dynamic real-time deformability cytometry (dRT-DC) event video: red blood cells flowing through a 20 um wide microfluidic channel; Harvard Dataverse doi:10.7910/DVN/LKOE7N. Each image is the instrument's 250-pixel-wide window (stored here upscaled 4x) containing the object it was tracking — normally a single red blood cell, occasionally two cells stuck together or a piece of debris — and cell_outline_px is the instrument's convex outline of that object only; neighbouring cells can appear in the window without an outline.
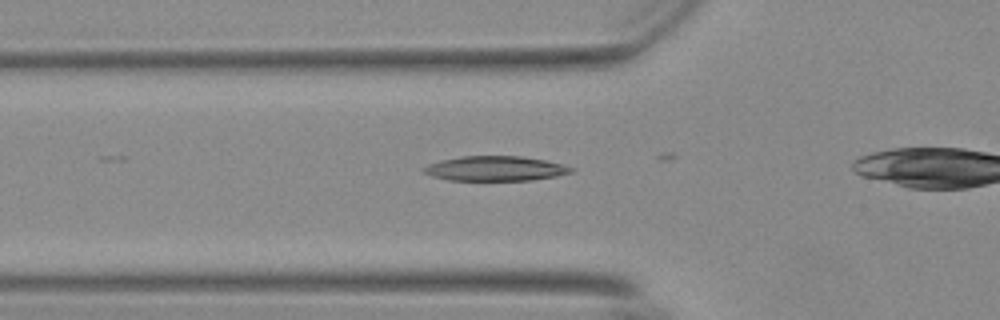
{"species": "Egyptian fruit bat (a non-hibernating species)", "species_latin": "Rousettus aegyptiacus", "temperature_condition": "warm", "stored_images_in_passage": 6, "camera_frame_rate_fps": 3000, "um_per_image_px": 0.085, "animal": {"sex": "female"}, "frame": {"image": 1, "passage_image": 2, "time_ms": 0.333, "image_size_px": [1000, 320], "cell_outline_px": [[572, 172], [556, 176], [532, 180], [448, 180], [432, 176], [420, 172], [420, 168], [428, 164], [440, 160], [460, 156], [520, 156], [544, 160], [560, 164], [572, 168]], "centroid_in_image_um": [42.0, 14.32], "position_along_channel_um": 83.8, "area_um2": 21.27}}
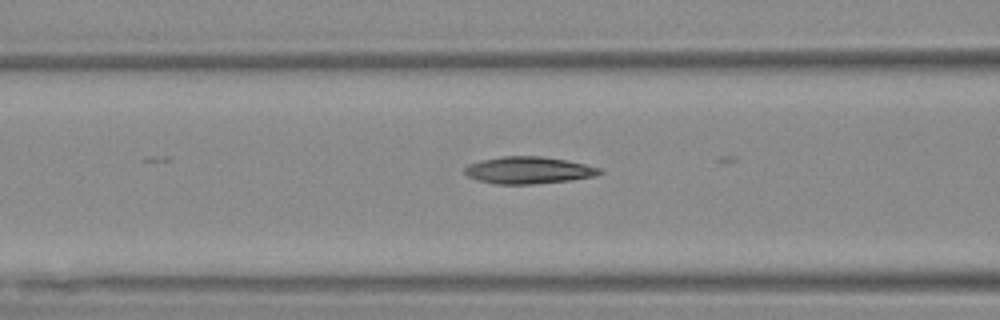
{"frame": {"image": 2, "passage_image": 5, "time_ms": 1.333, "image_size_px": [1000, 320], "cell_outline_px": [[604, 172], [596, 176], [572, 180], [532, 184], [496, 184], [480, 180], [468, 176], [464, 172], [464, 168], [468, 164], [500, 156], [540, 156], [568, 160], [600, 168]], "centroid_in_image_um": [44.96, 14.47], "position_along_channel_um": 121.6, "area_um2": 21.21}}